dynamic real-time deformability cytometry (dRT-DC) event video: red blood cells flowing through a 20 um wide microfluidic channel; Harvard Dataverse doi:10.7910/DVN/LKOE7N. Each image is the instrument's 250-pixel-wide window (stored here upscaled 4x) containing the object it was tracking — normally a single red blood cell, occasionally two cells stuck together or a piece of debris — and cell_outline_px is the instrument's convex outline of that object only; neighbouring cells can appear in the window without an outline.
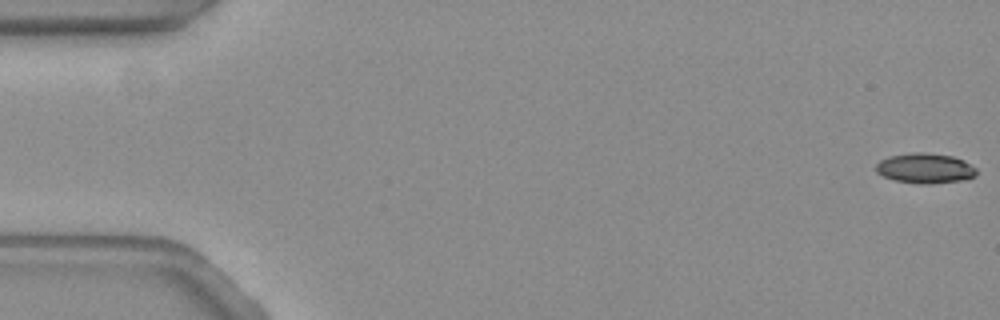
{"species": "common noctule bat (a hibernating species)", "species_latin": "Nyctalus noctula", "temperature_condition": "warm", "stored_images_in_passage": 20, "camera_frame_rate_fps": 3000, "um_per_image_px": 0.085, "animal": {"sex": "female", "body_mass_g": 19.3, "forearm_length_mm": 54.1}, "frame": {"image": 1, "passage_image": 1, "time_ms": 0.0, "image_size_px": [1000, 320], "cell_outline_px": [[976, 176], [960, 180], [924, 184], [896, 180], [884, 176], [876, 172], [876, 164], [880, 160], [888, 156], [912, 152], [924, 152], [952, 156], [964, 160], [976, 168]], "centroid_in_image_um": [78.62, 14.28], "position_along_channel_um": 6.4, "area_um2": 17.46}}
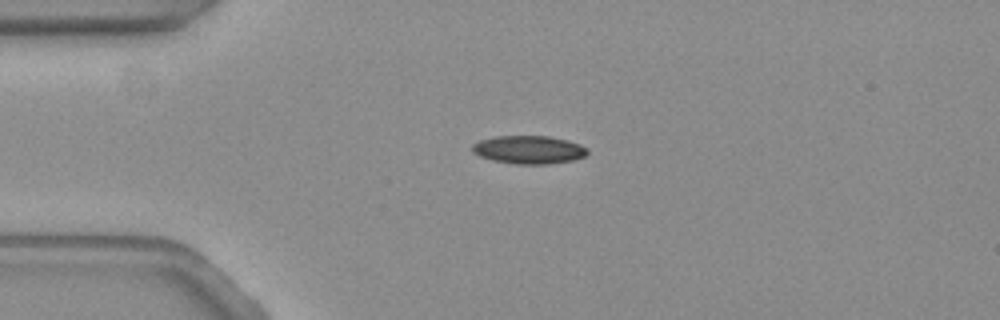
{"frame": {"image": 2, "passage_image": 14, "time_ms": 4.333, "image_size_px": [1000, 320], "cell_outline_px": [[588, 152], [584, 156], [572, 160], [544, 164], [520, 164], [496, 160], [480, 156], [472, 152], [472, 144], [480, 140], [496, 136], [548, 136], [568, 140], [580, 144]], "centroid_in_image_um": [44.93, 12.71], "position_along_channel_um": 40.1, "area_um2": 18.55}}
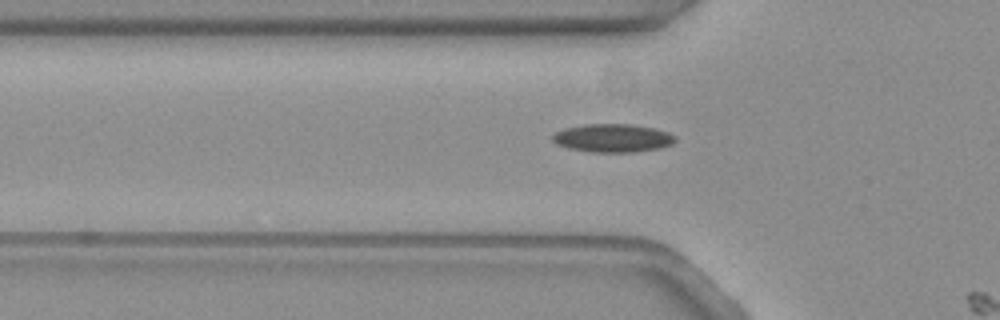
{"frame": {"image": 3, "passage_image": 19, "time_ms": 6.0, "image_size_px": [1000, 320], "cell_outline_px": [[676, 140], [672, 144], [660, 148], [632, 152], [592, 152], [568, 148], [556, 144], [552, 140], [552, 136], [556, 132], [564, 128], [584, 124], [632, 124], [656, 128], [668, 132], [676, 136]], "centroid_in_image_um": [52.09, 11.73], "position_along_channel_um": 73.7, "area_um2": 20.35}}